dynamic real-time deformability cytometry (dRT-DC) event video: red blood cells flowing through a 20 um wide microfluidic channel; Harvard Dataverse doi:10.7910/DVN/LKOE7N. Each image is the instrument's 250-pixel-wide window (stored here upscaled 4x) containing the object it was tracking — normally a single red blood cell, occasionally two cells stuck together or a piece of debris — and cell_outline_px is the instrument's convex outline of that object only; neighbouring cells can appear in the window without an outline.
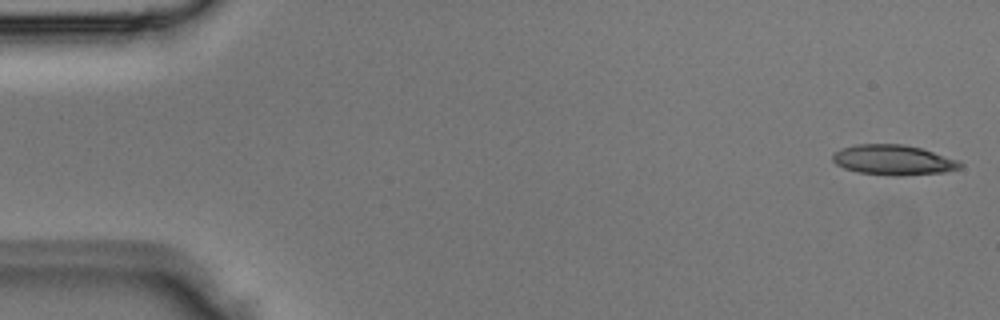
{"species": "Egyptian fruit bat (a non-hibernating species)", "species_latin": "Rousettus aegyptiacus", "temperature_condition": "room temperature", "stored_images_in_passage": 4, "segment_of_instrument_passage": [1, 2], "camera_frame_rate_fps": 3000, "um_per_image_px": 0.085, "animal": {"sex": "male"}, "frame": {"image": 1, "passage_image": 1, "time_ms": 0.0, "image_size_px": [1000, 320], "cell_outline_px": [[964, 164], [960, 168], [944, 172], [900, 176], [892, 176], [856, 172], [844, 168], [836, 164], [832, 160], [832, 156], [840, 148], [856, 144], [904, 144], [920, 148], [960, 160]], "centroid_in_image_um": [75.93, 13.6], "position_along_channel_um": 9.1, "area_um2": 22.54}}
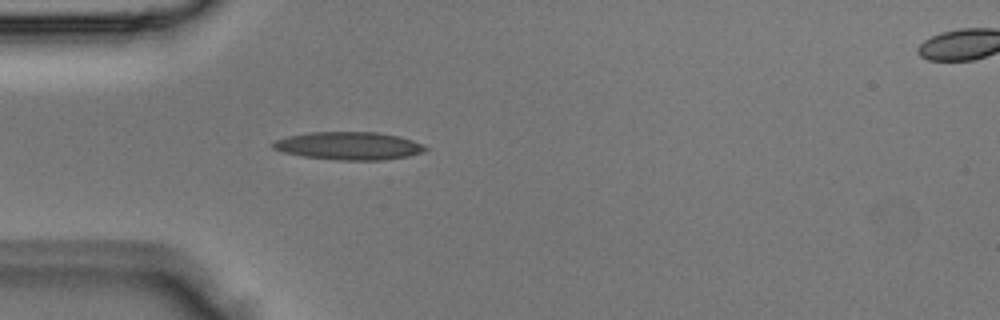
{"frame": {"image": 2, "passage_image": 3, "time_ms": 0.667, "image_size_px": [1000, 320], "cell_outline_px": [[428, 148], [424, 152], [408, 156], [384, 160], [336, 160], [304, 156], [284, 152], [272, 148], [272, 144], [276, 140], [288, 136], [308, 132], [376, 132], [400, 136], [424, 144]], "centroid_in_image_um": [29.69, 12.39], "position_along_channel_um": 55.3, "area_um2": 24.8}}